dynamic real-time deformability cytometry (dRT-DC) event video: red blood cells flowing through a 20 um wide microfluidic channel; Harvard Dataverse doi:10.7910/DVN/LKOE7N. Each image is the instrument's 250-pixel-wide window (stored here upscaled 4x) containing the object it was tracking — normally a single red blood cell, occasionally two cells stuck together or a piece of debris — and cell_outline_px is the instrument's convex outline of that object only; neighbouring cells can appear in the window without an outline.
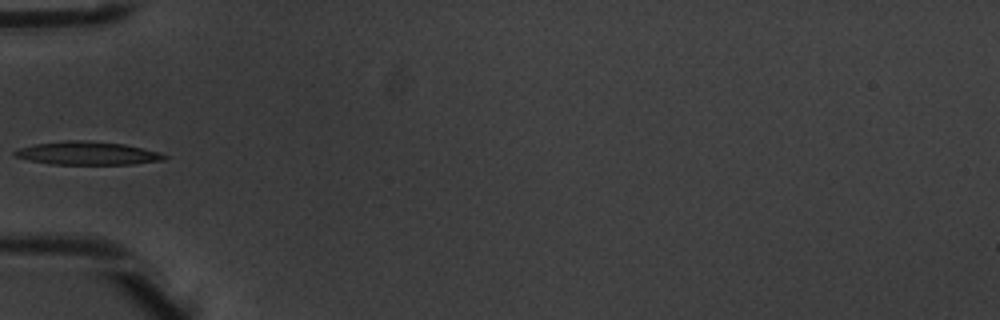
{"species": "common noctule bat (a hibernating species)", "species_latin": "Nyctalus noctula", "temperature_condition": "warm", "stored_images_in_passage": 4, "camera_frame_rate_fps": 3000, "um_per_image_px": 0.085, "animal": {"sex": "male", "body_mass_g": 20.1, "forearm_length_mm": 53.5}, "frame": {"image": 1, "passage_image": 4, "time_ms": 1.0, "image_size_px": [1000, 320], "cell_outline_px": [[168, 156], [164, 160], [132, 164], [52, 164], [28, 160], [12, 156], [12, 152], [20, 148], [36, 144], [64, 140], [88, 140], [124, 144], [160, 152]], "centroid_in_image_um": [7.42, 13.02], "position_along_channel_um": 77.6, "area_um2": 20.29}}